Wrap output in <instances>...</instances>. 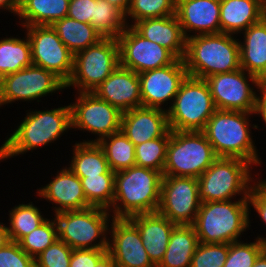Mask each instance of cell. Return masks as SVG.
I'll use <instances>...</instances> for the list:
<instances>
[{
  "instance_id": "obj_1",
  "label": "cell",
  "mask_w": 266,
  "mask_h": 267,
  "mask_svg": "<svg viewBox=\"0 0 266 267\" xmlns=\"http://www.w3.org/2000/svg\"><path fill=\"white\" fill-rule=\"evenodd\" d=\"M162 180V172L136 165L115 172L114 200L109 209V212H112L110 217L129 218L137 214L157 212Z\"/></svg>"
},
{
  "instance_id": "obj_2",
  "label": "cell",
  "mask_w": 266,
  "mask_h": 267,
  "mask_svg": "<svg viewBox=\"0 0 266 267\" xmlns=\"http://www.w3.org/2000/svg\"><path fill=\"white\" fill-rule=\"evenodd\" d=\"M0 147V161L39 149L72 129L70 105L51 110L29 111Z\"/></svg>"
},
{
  "instance_id": "obj_3",
  "label": "cell",
  "mask_w": 266,
  "mask_h": 267,
  "mask_svg": "<svg viewBox=\"0 0 266 267\" xmlns=\"http://www.w3.org/2000/svg\"><path fill=\"white\" fill-rule=\"evenodd\" d=\"M243 111L216 110L202 131L218 157L239 158L252 165L261 164L251 136V115ZM250 117V118H249Z\"/></svg>"
},
{
  "instance_id": "obj_4",
  "label": "cell",
  "mask_w": 266,
  "mask_h": 267,
  "mask_svg": "<svg viewBox=\"0 0 266 267\" xmlns=\"http://www.w3.org/2000/svg\"><path fill=\"white\" fill-rule=\"evenodd\" d=\"M183 60L188 76L199 79L238 70L239 39L225 33L191 36Z\"/></svg>"
},
{
  "instance_id": "obj_5",
  "label": "cell",
  "mask_w": 266,
  "mask_h": 267,
  "mask_svg": "<svg viewBox=\"0 0 266 267\" xmlns=\"http://www.w3.org/2000/svg\"><path fill=\"white\" fill-rule=\"evenodd\" d=\"M236 201V202H235ZM203 202L192 224L199 243H232L250 225L247 199Z\"/></svg>"
},
{
  "instance_id": "obj_6",
  "label": "cell",
  "mask_w": 266,
  "mask_h": 267,
  "mask_svg": "<svg viewBox=\"0 0 266 267\" xmlns=\"http://www.w3.org/2000/svg\"><path fill=\"white\" fill-rule=\"evenodd\" d=\"M251 167V163L239 158L218 157L197 178L201 203L232 200L237 194L247 199L257 181L252 177Z\"/></svg>"
},
{
  "instance_id": "obj_7",
  "label": "cell",
  "mask_w": 266,
  "mask_h": 267,
  "mask_svg": "<svg viewBox=\"0 0 266 267\" xmlns=\"http://www.w3.org/2000/svg\"><path fill=\"white\" fill-rule=\"evenodd\" d=\"M110 215L108 209L94 206L58 212V239L72 249H108Z\"/></svg>"
},
{
  "instance_id": "obj_8",
  "label": "cell",
  "mask_w": 266,
  "mask_h": 267,
  "mask_svg": "<svg viewBox=\"0 0 266 267\" xmlns=\"http://www.w3.org/2000/svg\"><path fill=\"white\" fill-rule=\"evenodd\" d=\"M167 107L171 131H203L217 110L205 79L187 76Z\"/></svg>"
},
{
  "instance_id": "obj_9",
  "label": "cell",
  "mask_w": 266,
  "mask_h": 267,
  "mask_svg": "<svg viewBox=\"0 0 266 267\" xmlns=\"http://www.w3.org/2000/svg\"><path fill=\"white\" fill-rule=\"evenodd\" d=\"M217 158L202 131H171L163 175L198 178Z\"/></svg>"
},
{
  "instance_id": "obj_10",
  "label": "cell",
  "mask_w": 266,
  "mask_h": 267,
  "mask_svg": "<svg viewBox=\"0 0 266 267\" xmlns=\"http://www.w3.org/2000/svg\"><path fill=\"white\" fill-rule=\"evenodd\" d=\"M120 65L117 39L102 38L74 55V68L66 88L93 92Z\"/></svg>"
},
{
  "instance_id": "obj_11",
  "label": "cell",
  "mask_w": 266,
  "mask_h": 267,
  "mask_svg": "<svg viewBox=\"0 0 266 267\" xmlns=\"http://www.w3.org/2000/svg\"><path fill=\"white\" fill-rule=\"evenodd\" d=\"M62 89L66 84L59 77L32 64L0 79V107L18 100L40 102L41 97Z\"/></svg>"
},
{
  "instance_id": "obj_12",
  "label": "cell",
  "mask_w": 266,
  "mask_h": 267,
  "mask_svg": "<svg viewBox=\"0 0 266 267\" xmlns=\"http://www.w3.org/2000/svg\"><path fill=\"white\" fill-rule=\"evenodd\" d=\"M31 45L32 64L54 73L65 84L74 68V54L51 25L24 26Z\"/></svg>"
},
{
  "instance_id": "obj_13",
  "label": "cell",
  "mask_w": 266,
  "mask_h": 267,
  "mask_svg": "<svg viewBox=\"0 0 266 267\" xmlns=\"http://www.w3.org/2000/svg\"><path fill=\"white\" fill-rule=\"evenodd\" d=\"M70 103L72 129L91 132L98 137L83 142H99L102 138L120 131L121 116L116 107L98 98L93 92H78Z\"/></svg>"
},
{
  "instance_id": "obj_14",
  "label": "cell",
  "mask_w": 266,
  "mask_h": 267,
  "mask_svg": "<svg viewBox=\"0 0 266 267\" xmlns=\"http://www.w3.org/2000/svg\"><path fill=\"white\" fill-rule=\"evenodd\" d=\"M205 81L216 109L254 113L257 94L254 87L257 88L260 83L256 76L240 68L232 72L211 75L205 78ZM250 81L254 87L249 84Z\"/></svg>"
},
{
  "instance_id": "obj_15",
  "label": "cell",
  "mask_w": 266,
  "mask_h": 267,
  "mask_svg": "<svg viewBox=\"0 0 266 267\" xmlns=\"http://www.w3.org/2000/svg\"><path fill=\"white\" fill-rule=\"evenodd\" d=\"M200 205L197 178L163 175L159 214L177 225H192Z\"/></svg>"
},
{
  "instance_id": "obj_16",
  "label": "cell",
  "mask_w": 266,
  "mask_h": 267,
  "mask_svg": "<svg viewBox=\"0 0 266 267\" xmlns=\"http://www.w3.org/2000/svg\"><path fill=\"white\" fill-rule=\"evenodd\" d=\"M120 66L137 74L172 64L177 58L166 48L141 36L127 25L117 38Z\"/></svg>"
},
{
  "instance_id": "obj_17",
  "label": "cell",
  "mask_w": 266,
  "mask_h": 267,
  "mask_svg": "<svg viewBox=\"0 0 266 267\" xmlns=\"http://www.w3.org/2000/svg\"><path fill=\"white\" fill-rule=\"evenodd\" d=\"M140 80V94L143 107L164 109L179 91L180 85L188 76L184 60L176 59L172 64L147 70L138 74ZM163 105V106H161Z\"/></svg>"
},
{
  "instance_id": "obj_18",
  "label": "cell",
  "mask_w": 266,
  "mask_h": 267,
  "mask_svg": "<svg viewBox=\"0 0 266 267\" xmlns=\"http://www.w3.org/2000/svg\"><path fill=\"white\" fill-rule=\"evenodd\" d=\"M111 221L108 253L117 267H156L145 250L138 228L128 218Z\"/></svg>"
},
{
  "instance_id": "obj_19",
  "label": "cell",
  "mask_w": 266,
  "mask_h": 267,
  "mask_svg": "<svg viewBox=\"0 0 266 267\" xmlns=\"http://www.w3.org/2000/svg\"><path fill=\"white\" fill-rule=\"evenodd\" d=\"M93 93L122 113L142 106L139 75L120 65Z\"/></svg>"
},
{
  "instance_id": "obj_20",
  "label": "cell",
  "mask_w": 266,
  "mask_h": 267,
  "mask_svg": "<svg viewBox=\"0 0 266 267\" xmlns=\"http://www.w3.org/2000/svg\"><path fill=\"white\" fill-rule=\"evenodd\" d=\"M175 15L186 38L221 33L220 0H176Z\"/></svg>"
},
{
  "instance_id": "obj_21",
  "label": "cell",
  "mask_w": 266,
  "mask_h": 267,
  "mask_svg": "<svg viewBox=\"0 0 266 267\" xmlns=\"http://www.w3.org/2000/svg\"><path fill=\"white\" fill-rule=\"evenodd\" d=\"M120 130L136 146L163 137L170 129L167 111L138 107L122 113Z\"/></svg>"
},
{
  "instance_id": "obj_22",
  "label": "cell",
  "mask_w": 266,
  "mask_h": 267,
  "mask_svg": "<svg viewBox=\"0 0 266 267\" xmlns=\"http://www.w3.org/2000/svg\"><path fill=\"white\" fill-rule=\"evenodd\" d=\"M37 194L55 204L54 213L81 210L90 207L82 187L81 179L69 167L57 171L56 176L46 186L37 189Z\"/></svg>"
},
{
  "instance_id": "obj_23",
  "label": "cell",
  "mask_w": 266,
  "mask_h": 267,
  "mask_svg": "<svg viewBox=\"0 0 266 267\" xmlns=\"http://www.w3.org/2000/svg\"><path fill=\"white\" fill-rule=\"evenodd\" d=\"M129 26L144 38L169 50L177 59H184L187 38L176 15L144 19Z\"/></svg>"
},
{
  "instance_id": "obj_24",
  "label": "cell",
  "mask_w": 266,
  "mask_h": 267,
  "mask_svg": "<svg viewBox=\"0 0 266 267\" xmlns=\"http://www.w3.org/2000/svg\"><path fill=\"white\" fill-rule=\"evenodd\" d=\"M128 219L138 228L145 250L157 267L164 257L170 235L177 224L158 212L137 214Z\"/></svg>"
},
{
  "instance_id": "obj_25",
  "label": "cell",
  "mask_w": 266,
  "mask_h": 267,
  "mask_svg": "<svg viewBox=\"0 0 266 267\" xmlns=\"http://www.w3.org/2000/svg\"><path fill=\"white\" fill-rule=\"evenodd\" d=\"M239 41L240 66L247 73L266 81V16L249 26Z\"/></svg>"
},
{
  "instance_id": "obj_26",
  "label": "cell",
  "mask_w": 266,
  "mask_h": 267,
  "mask_svg": "<svg viewBox=\"0 0 266 267\" xmlns=\"http://www.w3.org/2000/svg\"><path fill=\"white\" fill-rule=\"evenodd\" d=\"M264 16V0H220L221 33L241 35Z\"/></svg>"
},
{
  "instance_id": "obj_27",
  "label": "cell",
  "mask_w": 266,
  "mask_h": 267,
  "mask_svg": "<svg viewBox=\"0 0 266 267\" xmlns=\"http://www.w3.org/2000/svg\"><path fill=\"white\" fill-rule=\"evenodd\" d=\"M198 244L199 239L193 225H176L164 257L157 267H190Z\"/></svg>"
},
{
  "instance_id": "obj_28",
  "label": "cell",
  "mask_w": 266,
  "mask_h": 267,
  "mask_svg": "<svg viewBox=\"0 0 266 267\" xmlns=\"http://www.w3.org/2000/svg\"><path fill=\"white\" fill-rule=\"evenodd\" d=\"M70 0H21L17 16L22 27L52 25L68 14Z\"/></svg>"
},
{
  "instance_id": "obj_29",
  "label": "cell",
  "mask_w": 266,
  "mask_h": 267,
  "mask_svg": "<svg viewBox=\"0 0 266 267\" xmlns=\"http://www.w3.org/2000/svg\"><path fill=\"white\" fill-rule=\"evenodd\" d=\"M70 162V170L78 177L115 174L106 160L102 147L97 142H76Z\"/></svg>"
},
{
  "instance_id": "obj_30",
  "label": "cell",
  "mask_w": 266,
  "mask_h": 267,
  "mask_svg": "<svg viewBox=\"0 0 266 267\" xmlns=\"http://www.w3.org/2000/svg\"><path fill=\"white\" fill-rule=\"evenodd\" d=\"M51 27L74 55L103 38L91 24L68 16L54 22Z\"/></svg>"
},
{
  "instance_id": "obj_31",
  "label": "cell",
  "mask_w": 266,
  "mask_h": 267,
  "mask_svg": "<svg viewBox=\"0 0 266 267\" xmlns=\"http://www.w3.org/2000/svg\"><path fill=\"white\" fill-rule=\"evenodd\" d=\"M31 65V45L27 35L22 39L20 37L1 38L0 79Z\"/></svg>"
},
{
  "instance_id": "obj_32",
  "label": "cell",
  "mask_w": 266,
  "mask_h": 267,
  "mask_svg": "<svg viewBox=\"0 0 266 267\" xmlns=\"http://www.w3.org/2000/svg\"><path fill=\"white\" fill-rule=\"evenodd\" d=\"M103 149L108 165L113 172L136 165L135 145L120 130L97 142Z\"/></svg>"
},
{
  "instance_id": "obj_33",
  "label": "cell",
  "mask_w": 266,
  "mask_h": 267,
  "mask_svg": "<svg viewBox=\"0 0 266 267\" xmlns=\"http://www.w3.org/2000/svg\"><path fill=\"white\" fill-rule=\"evenodd\" d=\"M9 212L10 225L7 226V230L13 242H19L47 220L32 202L16 205Z\"/></svg>"
},
{
  "instance_id": "obj_34",
  "label": "cell",
  "mask_w": 266,
  "mask_h": 267,
  "mask_svg": "<svg viewBox=\"0 0 266 267\" xmlns=\"http://www.w3.org/2000/svg\"><path fill=\"white\" fill-rule=\"evenodd\" d=\"M127 27L125 15L106 0H95L94 28L103 38L117 39Z\"/></svg>"
},
{
  "instance_id": "obj_35",
  "label": "cell",
  "mask_w": 266,
  "mask_h": 267,
  "mask_svg": "<svg viewBox=\"0 0 266 267\" xmlns=\"http://www.w3.org/2000/svg\"><path fill=\"white\" fill-rule=\"evenodd\" d=\"M87 202L94 207L110 209L114 200L115 174L79 177Z\"/></svg>"
},
{
  "instance_id": "obj_36",
  "label": "cell",
  "mask_w": 266,
  "mask_h": 267,
  "mask_svg": "<svg viewBox=\"0 0 266 267\" xmlns=\"http://www.w3.org/2000/svg\"><path fill=\"white\" fill-rule=\"evenodd\" d=\"M171 130L163 137L148 140L135 146L136 166L163 173Z\"/></svg>"
},
{
  "instance_id": "obj_37",
  "label": "cell",
  "mask_w": 266,
  "mask_h": 267,
  "mask_svg": "<svg viewBox=\"0 0 266 267\" xmlns=\"http://www.w3.org/2000/svg\"><path fill=\"white\" fill-rule=\"evenodd\" d=\"M175 13L176 0H131L125 21L129 25L128 18H132L134 24L144 19L167 17Z\"/></svg>"
},
{
  "instance_id": "obj_38",
  "label": "cell",
  "mask_w": 266,
  "mask_h": 267,
  "mask_svg": "<svg viewBox=\"0 0 266 267\" xmlns=\"http://www.w3.org/2000/svg\"><path fill=\"white\" fill-rule=\"evenodd\" d=\"M56 240H58V227L55 218H53L52 220L47 219L18 243L22 250L35 258Z\"/></svg>"
},
{
  "instance_id": "obj_39",
  "label": "cell",
  "mask_w": 266,
  "mask_h": 267,
  "mask_svg": "<svg viewBox=\"0 0 266 267\" xmlns=\"http://www.w3.org/2000/svg\"><path fill=\"white\" fill-rule=\"evenodd\" d=\"M254 242L235 241L229 244L228 256L223 267H252L266 246L257 238Z\"/></svg>"
},
{
  "instance_id": "obj_40",
  "label": "cell",
  "mask_w": 266,
  "mask_h": 267,
  "mask_svg": "<svg viewBox=\"0 0 266 267\" xmlns=\"http://www.w3.org/2000/svg\"><path fill=\"white\" fill-rule=\"evenodd\" d=\"M228 249V243H199L190 267H223Z\"/></svg>"
},
{
  "instance_id": "obj_41",
  "label": "cell",
  "mask_w": 266,
  "mask_h": 267,
  "mask_svg": "<svg viewBox=\"0 0 266 267\" xmlns=\"http://www.w3.org/2000/svg\"><path fill=\"white\" fill-rule=\"evenodd\" d=\"M72 250L58 239L34 258L35 267H69Z\"/></svg>"
},
{
  "instance_id": "obj_42",
  "label": "cell",
  "mask_w": 266,
  "mask_h": 267,
  "mask_svg": "<svg viewBox=\"0 0 266 267\" xmlns=\"http://www.w3.org/2000/svg\"><path fill=\"white\" fill-rule=\"evenodd\" d=\"M0 267H35L34 258L21 249L18 242L0 248Z\"/></svg>"
},
{
  "instance_id": "obj_43",
  "label": "cell",
  "mask_w": 266,
  "mask_h": 267,
  "mask_svg": "<svg viewBox=\"0 0 266 267\" xmlns=\"http://www.w3.org/2000/svg\"><path fill=\"white\" fill-rule=\"evenodd\" d=\"M95 0H70L67 16L94 27Z\"/></svg>"
},
{
  "instance_id": "obj_44",
  "label": "cell",
  "mask_w": 266,
  "mask_h": 267,
  "mask_svg": "<svg viewBox=\"0 0 266 267\" xmlns=\"http://www.w3.org/2000/svg\"><path fill=\"white\" fill-rule=\"evenodd\" d=\"M247 200L249 207L252 206L258 213L262 222L266 224V188L259 181L254 183V185L251 187ZM257 239L266 246L265 237H260L258 235Z\"/></svg>"
},
{
  "instance_id": "obj_45",
  "label": "cell",
  "mask_w": 266,
  "mask_h": 267,
  "mask_svg": "<svg viewBox=\"0 0 266 267\" xmlns=\"http://www.w3.org/2000/svg\"><path fill=\"white\" fill-rule=\"evenodd\" d=\"M108 249H73L69 267H95Z\"/></svg>"
},
{
  "instance_id": "obj_46",
  "label": "cell",
  "mask_w": 266,
  "mask_h": 267,
  "mask_svg": "<svg viewBox=\"0 0 266 267\" xmlns=\"http://www.w3.org/2000/svg\"><path fill=\"white\" fill-rule=\"evenodd\" d=\"M257 92L260 94H256V104L254 114L260 115L262 117V121H264L266 125V81H260ZM259 95V96H258Z\"/></svg>"
},
{
  "instance_id": "obj_47",
  "label": "cell",
  "mask_w": 266,
  "mask_h": 267,
  "mask_svg": "<svg viewBox=\"0 0 266 267\" xmlns=\"http://www.w3.org/2000/svg\"><path fill=\"white\" fill-rule=\"evenodd\" d=\"M20 4L21 0H0V9L8 10V12H11L16 16L18 14Z\"/></svg>"
},
{
  "instance_id": "obj_48",
  "label": "cell",
  "mask_w": 266,
  "mask_h": 267,
  "mask_svg": "<svg viewBox=\"0 0 266 267\" xmlns=\"http://www.w3.org/2000/svg\"><path fill=\"white\" fill-rule=\"evenodd\" d=\"M9 242H11V239L9 237L7 225L0 222V248L5 247Z\"/></svg>"
},
{
  "instance_id": "obj_49",
  "label": "cell",
  "mask_w": 266,
  "mask_h": 267,
  "mask_svg": "<svg viewBox=\"0 0 266 267\" xmlns=\"http://www.w3.org/2000/svg\"><path fill=\"white\" fill-rule=\"evenodd\" d=\"M106 1L109 2L111 5L117 7L124 15H126L131 2V0H106Z\"/></svg>"
},
{
  "instance_id": "obj_50",
  "label": "cell",
  "mask_w": 266,
  "mask_h": 267,
  "mask_svg": "<svg viewBox=\"0 0 266 267\" xmlns=\"http://www.w3.org/2000/svg\"><path fill=\"white\" fill-rule=\"evenodd\" d=\"M95 267H117L112 256L107 252L95 265Z\"/></svg>"
},
{
  "instance_id": "obj_51",
  "label": "cell",
  "mask_w": 266,
  "mask_h": 267,
  "mask_svg": "<svg viewBox=\"0 0 266 267\" xmlns=\"http://www.w3.org/2000/svg\"><path fill=\"white\" fill-rule=\"evenodd\" d=\"M252 267H266V248L259 254Z\"/></svg>"
}]
</instances>
